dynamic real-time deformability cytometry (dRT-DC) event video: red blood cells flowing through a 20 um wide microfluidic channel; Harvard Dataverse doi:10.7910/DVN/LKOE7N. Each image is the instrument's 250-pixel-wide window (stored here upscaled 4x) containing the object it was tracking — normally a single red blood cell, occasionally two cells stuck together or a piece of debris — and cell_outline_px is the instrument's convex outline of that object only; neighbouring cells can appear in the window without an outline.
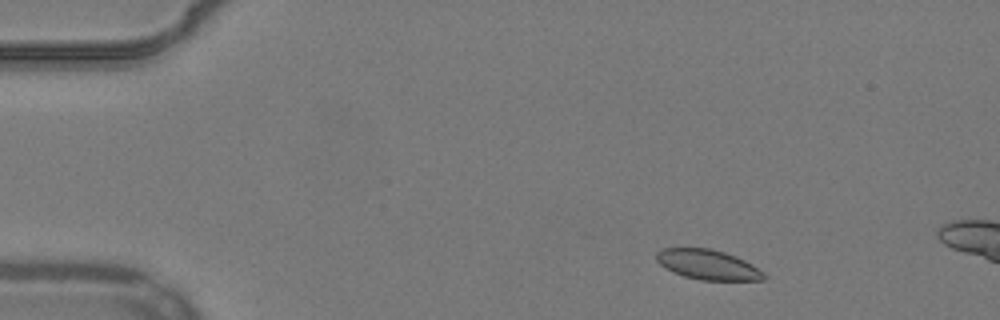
{"species": "common noctule bat (a hibernating species)", "species_latin": "Nyctalus noctula", "temperature_condition": "warm", "stored_images_in_passage": 39, "camera_frame_rate_fps": 3000, "um_per_image_px": 0.085, "animal": {"sex": "male", "body_mass_g": 19.2, "forearm_length_mm": 51.8}, "frame": {"image": 1, "passage_image": 4, "time_ms": 1.0, "image_size_px": [1000, 320], "cell_outline_px": [[768, 276], [764, 280], [700, 280], [684, 276], [672, 272], [664, 268], [656, 260], [656, 252], [660, 248], [712, 248], [736, 256], [752, 264], [764, 272]], "centroid_in_image_um": [60.16, 22.49], "position_along_channel_um": 24.8, "area_um2": 18.96}}
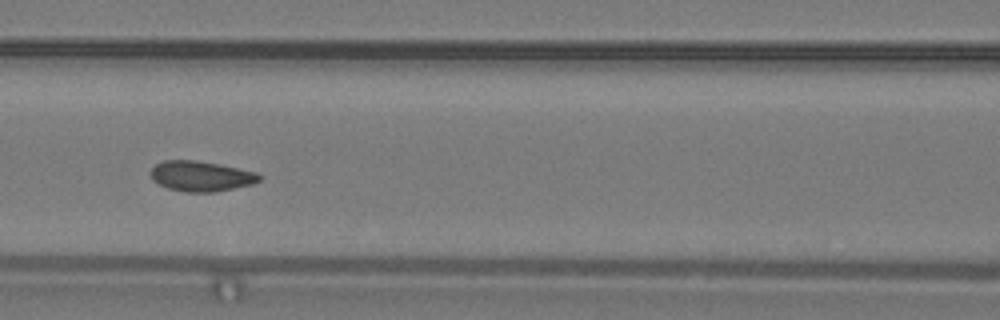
{"frame": {"image": 2, "passage_image": 20, "time_ms": 6.333, "image_size_px": [1000, 320], "cell_outline_px": [[264, 176], [260, 180], [252, 184], [216, 192], [184, 192], [168, 188], [152, 180], [152, 168], [156, 164], [164, 160], [196, 160], [220, 164], [256, 172]], "centroid_in_image_um": [17.12, 14.97], "position_along_channel_um": 149.5, "area_um2": 19.19}}
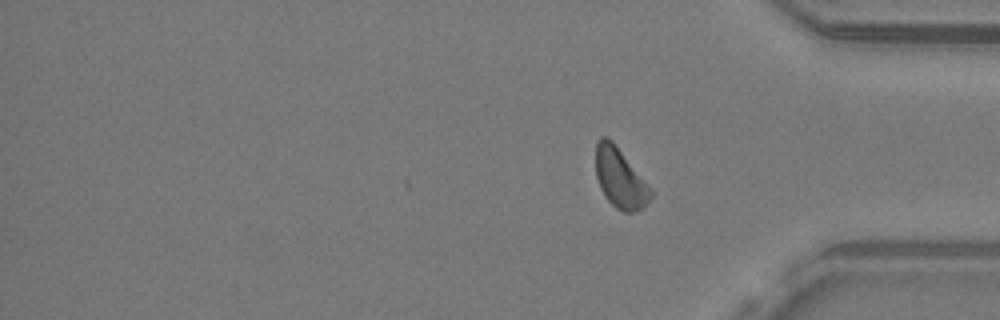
{"frame": {"image": 3, "passage_image": 39, "time_ms": 12.667, "image_size_px": [1000, 320], "cell_outline_px": [[652, 196], [644, 208], [636, 212], [624, 212], [616, 208], [604, 196], [600, 188], [596, 176], [596, 144], [600, 136], [608, 136], [612, 140], [652, 188]], "centroid_in_image_um": [52.71, 15.15], "position_along_channel_um": 382.5, "area_um2": 19.36}, "authors_computed_cell_mechanics": {"area_um2": 19.2474, "velocity_mm_per_s": 3.841, "shape_relaxation_time_tau1_ms": 3.2301, "shape_relaxation_time_tau2_ms": null, "deformation_change_tau1": 0.0675, "deformation_change_tau2": null}}